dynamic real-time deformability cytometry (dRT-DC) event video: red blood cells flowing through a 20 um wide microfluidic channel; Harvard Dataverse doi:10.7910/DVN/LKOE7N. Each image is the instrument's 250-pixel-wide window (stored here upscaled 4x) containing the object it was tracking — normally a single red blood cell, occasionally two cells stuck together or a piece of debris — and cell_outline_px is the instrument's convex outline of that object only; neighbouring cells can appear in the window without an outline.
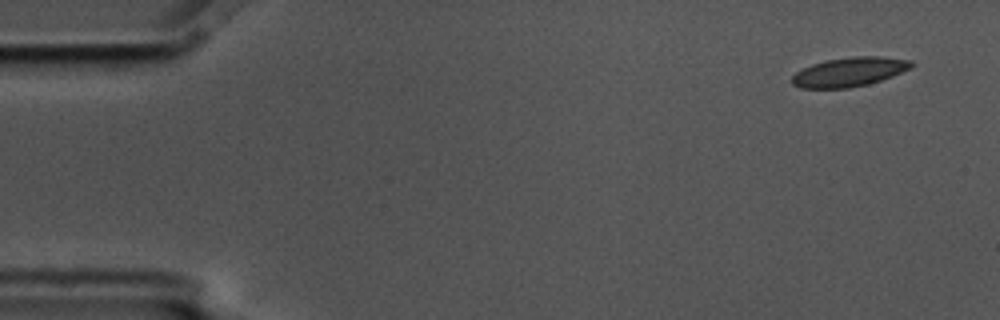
{"species": "common noctule bat (a hibernating species)", "species_latin": "Nyctalus noctula", "temperature_condition": "cold", "stored_images_in_passage": 4, "camera_frame_rate_fps": 3000, "um_per_image_px": 0.085, "animal": {"sex": "male", "body_mass_g": 17.5, "forearm_length_mm": 52.3}, "frame": {"image": 1, "passage_image": 1, "time_ms": 0.0, "image_size_px": [1000, 320], "cell_outline_px": [[916, 64], [912, 68], [892, 76], [868, 84], [848, 88], [800, 88], [792, 84], [792, 76], [796, 72], [812, 64], [828, 60], [852, 56], [880, 56], [912, 60]], "centroid_in_image_um": [72.23, 6.11], "position_along_channel_um": 12.8, "area_um2": 20.35}}
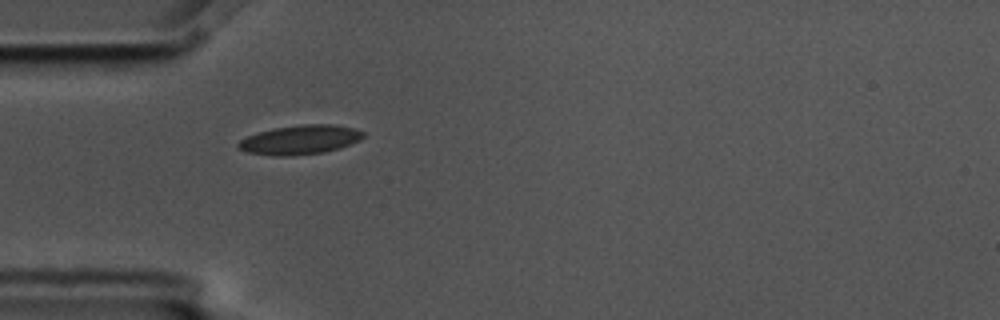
{"frame": {"image": 2, "passage_image": 4, "time_ms": 1.0, "image_size_px": [1000, 320], "cell_outline_px": [[364, 136], [360, 140], [340, 148], [324, 152], [292, 156], [272, 156], [248, 152], [240, 148], [236, 144], [240, 140], [248, 136], [260, 132], [276, 128], [304, 124], [336, 124], [356, 128], [364, 132]], "centroid_in_image_um": [25.56, 11.88], "position_along_channel_um": 59.4, "area_um2": 21.27}}